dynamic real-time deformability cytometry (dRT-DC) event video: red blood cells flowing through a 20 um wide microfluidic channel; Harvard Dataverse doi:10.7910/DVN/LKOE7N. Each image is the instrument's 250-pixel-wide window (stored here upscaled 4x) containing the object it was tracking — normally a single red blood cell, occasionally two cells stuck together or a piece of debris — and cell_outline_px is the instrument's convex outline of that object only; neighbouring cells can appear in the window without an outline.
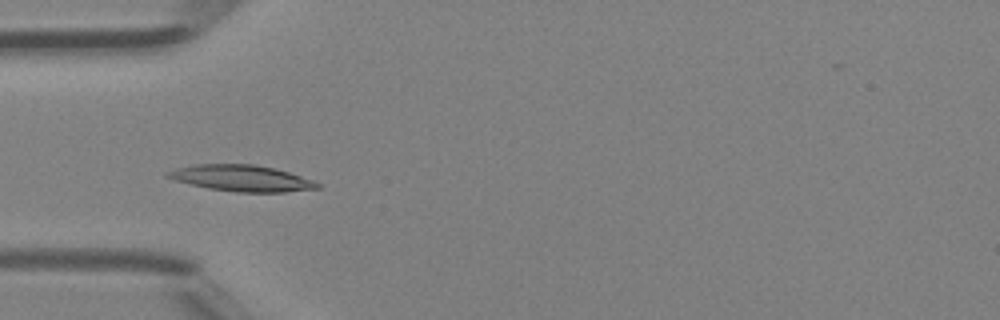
{"species": "Egyptian fruit bat (a non-hibernating species)", "species_latin": "Rousettus aegyptiacus", "temperature_condition": "room temperature", "stored_images_in_passage": 5, "camera_frame_rate_fps": 3000, "um_per_image_px": 0.085, "animal": {"sex": "female"}, "frame": {"image": 1, "passage_image": 4, "time_ms": 4.333, "image_size_px": [1000, 320], "cell_outline_px": [[320, 188], [284, 192], [236, 192], [208, 188], [176, 180], [164, 176], [164, 172], [176, 168], [196, 164], [252, 164], [272, 168], [288, 172], [312, 180], [320, 184]], "centroid_in_image_um": [20.5, 15.14], "position_along_channel_um": 64.5, "area_um2": 22.66}}
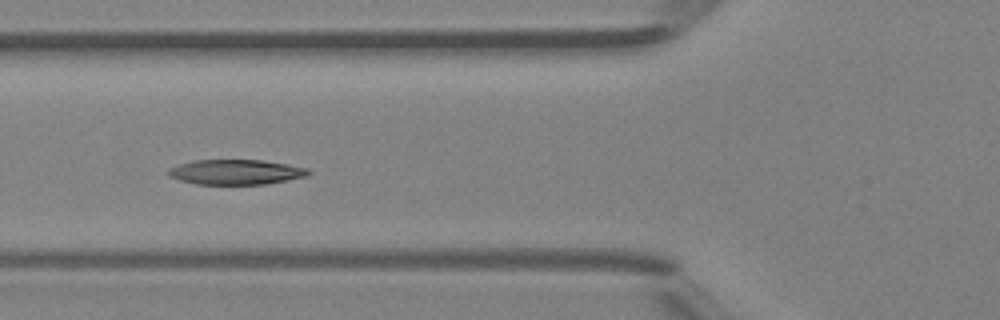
{"frame": {"image": 2, "passage_image": 5, "time_ms": 5.333, "image_size_px": [1000, 320], "cell_outline_px": [[312, 172], [308, 176], [288, 180], [264, 184], [196, 184], [180, 180], [168, 176], [168, 172], [172, 168], [180, 164], [192, 160], [264, 160], [288, 164], [308, 168]], "centroid_in_image_um": [20.1, 14.62], "position_along_channel_um": 105.7, "area_um2": 20.4}}